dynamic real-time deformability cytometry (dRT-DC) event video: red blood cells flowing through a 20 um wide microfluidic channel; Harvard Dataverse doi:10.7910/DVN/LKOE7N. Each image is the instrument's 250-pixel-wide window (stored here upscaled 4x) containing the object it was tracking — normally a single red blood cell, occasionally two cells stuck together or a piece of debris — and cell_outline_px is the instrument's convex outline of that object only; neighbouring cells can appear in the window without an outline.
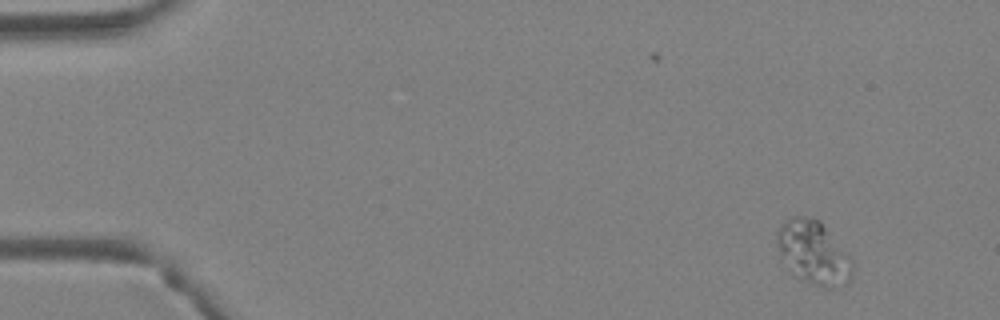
{"species": "Egyptian fruit bat (a non-hibernating species)", "species_latin": "Rousettus aegyptiacus", "temperature_condition": "warm", "stored_images_in_passage": 4, "camera_frame_rate_fps": 3000, "um_per_image_px": 0.085, "animal": {"sex": "female"}, "frame": {"image": 1, "passage_image": 1, "time_ms": 0.0, "image_size_px": [1000, 320], "cell_outline_px": [[852, 276], [848, 284], [812, 284], [800, 276], [780, 252], [776, 244], [776, 232], [784, 220], [792, 216], [804, 216], [820, 220], [848, 252], [852, 260]], "centroid_in_image_um": [69.18, 21.36], "position_along_channel_um": 15.8, "area_um2": 26.82}}